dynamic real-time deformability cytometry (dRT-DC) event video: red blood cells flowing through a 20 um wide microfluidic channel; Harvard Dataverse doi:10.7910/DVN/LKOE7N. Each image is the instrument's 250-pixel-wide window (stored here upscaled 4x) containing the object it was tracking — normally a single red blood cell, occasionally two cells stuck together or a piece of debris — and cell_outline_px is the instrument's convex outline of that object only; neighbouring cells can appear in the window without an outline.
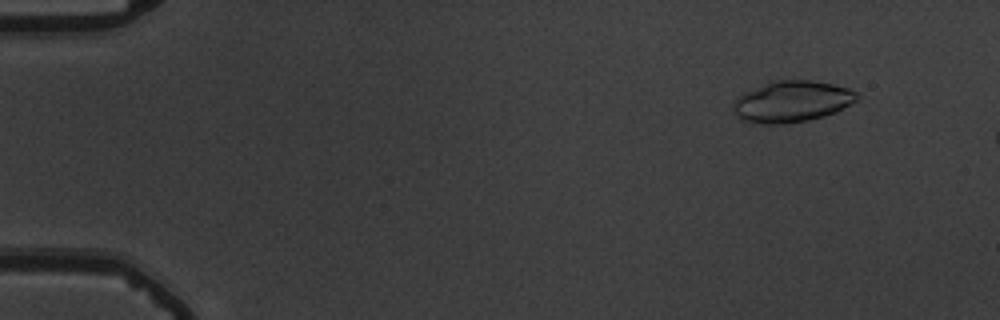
{"species": "common noctule bat (a hibernating species)", "species_latin": "Nyctalus noctula", "temperature_condition": "warm", "stored_images_in_passage": 9, "camera_frame_rate_fps": 3000, "um_per_image_px": 0.085, "animal": {"sex": "male", "body_mass_g": 19.5, "forearm_length_mm": 54.6}, "frame": {"image": 1, "passage_image": 1, "time_ms": 0.0, "image_size_px": [1000, 320], "cell_outline_px": [[860, 96], [856, 100], [836, 112], [824, 116], [808, 120], [784, 124], [760, 124], [740, 120], [736, 116], [732, 108], [732, 100], [744, 92], [768, 80], [812, 80], [832, 84], [848, 88], [856, 92]], "centroid_in_image_um": [67.24, 8.62], "position_along_channel_um": 17.8, "area_um2": 30.23}}